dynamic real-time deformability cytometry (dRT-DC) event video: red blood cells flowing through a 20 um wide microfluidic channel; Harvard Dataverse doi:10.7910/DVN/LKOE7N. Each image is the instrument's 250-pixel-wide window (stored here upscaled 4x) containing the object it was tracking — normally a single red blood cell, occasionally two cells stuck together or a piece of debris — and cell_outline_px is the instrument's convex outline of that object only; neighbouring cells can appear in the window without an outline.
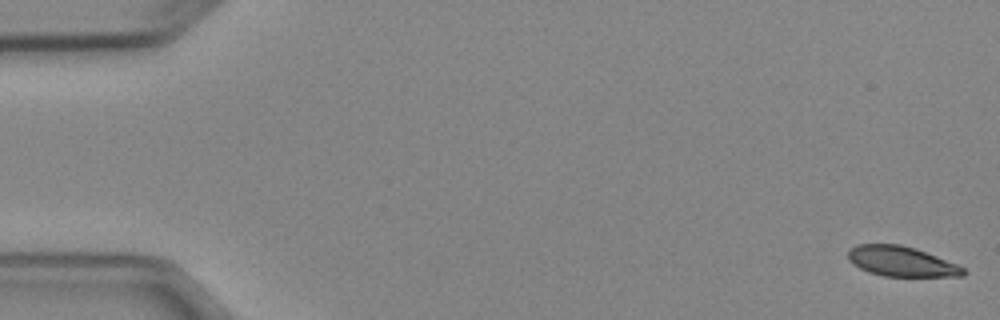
{"species": "Egyptian fruit bat (a non-hibernating species)", "species_latin": "Rousettus aegyptiacus", "temperature_condition": "cold", "stored_images_in_passage": 5, "camera_frame_rate_fps": 3000, "um_per_image_px": 0.085, "animal": {"sex": "female"}, "frame": {"image": 1, "passage_image": 1, "time_ms": 0.0, "image_size_px": [1000, 320], "cell_outline_px": [[968, 272], [964, 276], [884, 276], [868, 272], [860, 268], [848, 260], [848, 252], [856, 244], [900, 244], [916, 248], [956, 264], [964, 268]], "centroid_in_image_um": [76.62, 22.22], "position_along_channel_um": 8.4, "area_um2": 20.11}}
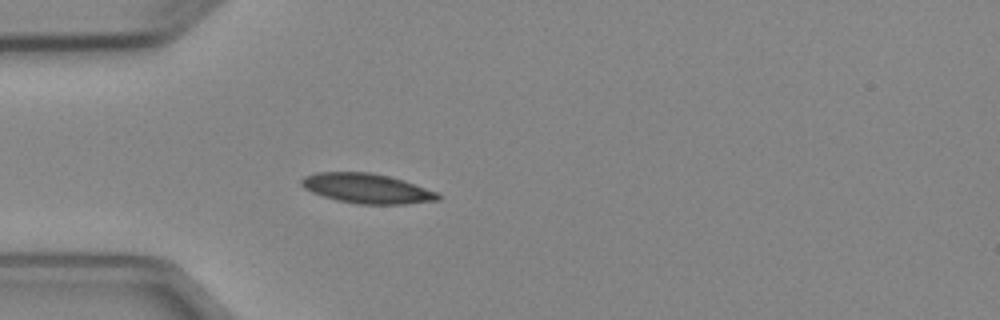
{"frame": {"image": 2, "passage_image": 5, "time_ms": 4.667, "image_size_px": [1000, 320], "cell_outline_px": [[440, 200], [404, 204], [356, 204], [336, 200], [312, 192], [304, 188], [300, 184], [300, 180], [304, 176], [316, 172], [368, 172], [388, 176], [440, 192]], "centroid_in_image_um": [31.18, 16.02], "position_along_channel_um": 53.8, "area_um2": 23.7}}